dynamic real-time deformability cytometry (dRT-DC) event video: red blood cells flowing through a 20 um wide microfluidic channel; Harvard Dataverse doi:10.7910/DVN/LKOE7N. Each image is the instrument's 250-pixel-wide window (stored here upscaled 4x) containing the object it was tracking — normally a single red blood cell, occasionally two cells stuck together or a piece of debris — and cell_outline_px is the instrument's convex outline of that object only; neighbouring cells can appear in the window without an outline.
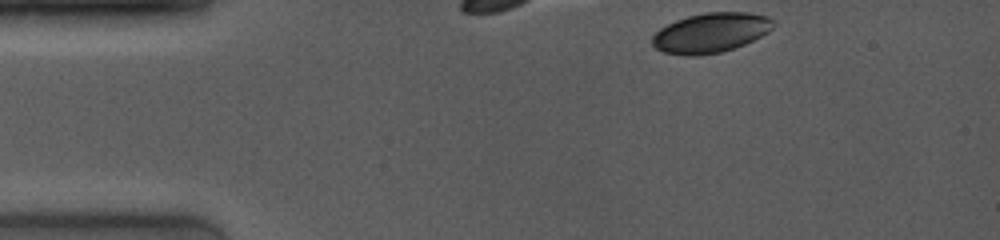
{"species": "common noctule bat (a hibernating species)", "species_latin": "Nyctalus noctula", "temperature_condition": "room temperature", "stored_images_in_passage": 7, "camera_frame_rate_fps": 4000, "um_per_image_px": 0.085, "animal": {"sex": "female", "body_mass_g": 19.0, "forearm_length_mm": 53.3}, "frame": {"image": 1, "passage_image": 1, "time_ms": 0.0, "image_size_px": [1000, 240], "cell_outline_px": [[776, 24], [768, 32], [744, 44], [720, 52], [696, 56], [688, 56], [664, 52], [656, 48], [652, 44], [652, 36], [660, 28], [676, 20], [688, 16], [704, 12], [748, 12], [768, 16]], "centroid_in_image_um": [60.41, 2.77], "position_along_channel_um": 24.6, "area_um2": 27.92}}